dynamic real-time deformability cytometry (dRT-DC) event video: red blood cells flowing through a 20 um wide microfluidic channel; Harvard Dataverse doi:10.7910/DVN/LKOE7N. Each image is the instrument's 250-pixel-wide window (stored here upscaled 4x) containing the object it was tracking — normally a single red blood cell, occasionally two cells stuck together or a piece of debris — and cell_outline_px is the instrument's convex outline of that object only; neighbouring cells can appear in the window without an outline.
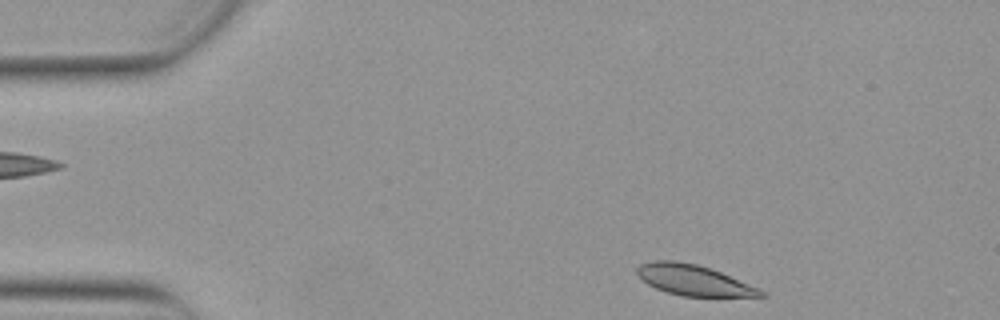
{"species": "Egyptian fruit bat (a non-hibernating species)", "species_latin": "Rousettus aegyptiacus", "temperature_condition": "warm", "stored_images_in_passage": 41, "camera_frame_rate_fps": 3000, "um_per_image_px": 0.085, "animal": {"sex": "female"}, "frame": {"image": 1, "passage_image": 2, "time_ms": 0.333, "image_size_px": [1000, 320], "cell_outline_px": [[768, 296], [680, 296], [656, 288], [648, 284], [636, 272], [636, 268], [640, 264], [652, 260], [676, 260], [696, 264], [720, 272], [760, 288], [768, 292]], "centroid_in_image_um": [58.98, 23.81], "position_along_channel_um": 26.0, "area_um2": 21.96}}
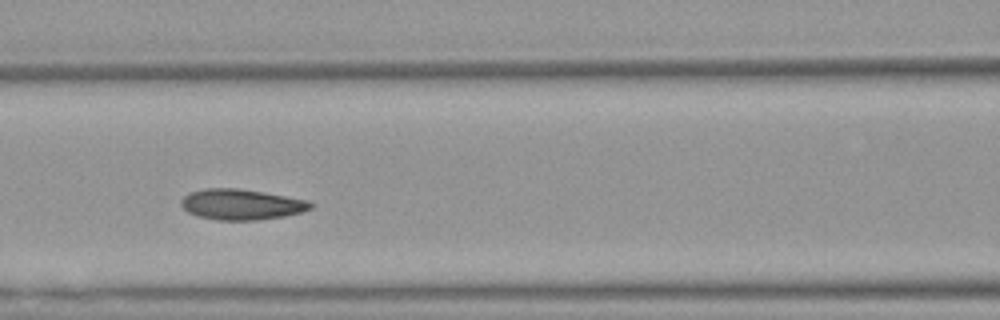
{"frame": {"image": 2, "passage_image": 17, "time_ms": 5.333, "image_size_px": [1000, 320], "cell_outline_px": [[312, 208], [300, 212], [284, 216], [260, 220], [216, 220], [196, 216], [188, 212], [180, 204], [180, 200], [188, 192], [204, 188], [236, 188], [264, 192], [308, 200], [312, 204]], "centroid_in_image_um": [20.47, 17.37], "position_along_channel_um": 146.1, "area_um2": 23.24}}
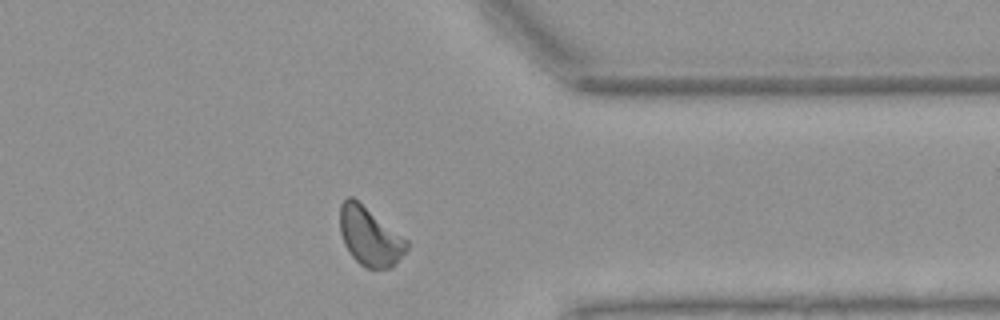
{"frame": {"image": 3, "passage_image": 36, "time_ms": 11.667, "image_size_px": [1000, 320], "cell_outline_px": [[408, 248], [392, 268], [368, 268], [360, 264], [352, 256], [344, 244], [340, 232], [340, 204], [348, 196], [352, 196], [408, 240]], "centroid_in_image_um": [31.42, 20.09], "position_along_channel_um": 380.0, "area_um2": 22.6}, "authors_computed_cell_mechanics": {"area_um2": 22.7154, "velocity_mm_per_s": 3.8369, "shape_relaxation_time_tau1_ms": 3.5636, "shape_relaxation_time_tau2_ms": 3.8726, "deformation_change_tau1": 0.103, "deformation_change_tau2": 0.0987}}